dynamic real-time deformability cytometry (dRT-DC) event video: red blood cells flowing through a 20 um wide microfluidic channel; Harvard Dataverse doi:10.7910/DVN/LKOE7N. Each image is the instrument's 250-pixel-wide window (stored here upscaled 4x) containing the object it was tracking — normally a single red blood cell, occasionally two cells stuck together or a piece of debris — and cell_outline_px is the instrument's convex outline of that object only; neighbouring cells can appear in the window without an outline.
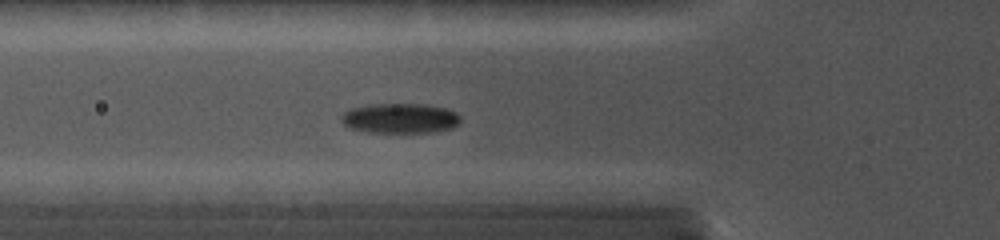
{"species": "common noctule bat (a hibernating species)", "species_latin": "Nyctalus noctula", "temperature_condition": "cold", "stored_images_in_passage": 19, "camera_frame_rate_fps": 5000, "um_per_image_px": 0.085, "animal": {"sex": "female", "body_mass_g": 19.0, "forearm_length_mm": 56.7}, "frame": {"image": 1, "passage_image": 2, "time_ms": 0.6, "image_size_px": [1000, 240], "cell_outline_px": [[460, 120], [452, 128], [440, 132], [368, 132], [348, 128], [340, 120], [344, 112], [352, 108], [372, 104], [420, 104], [444, 108], [456, 112], [460, 116]], "centroid_in_image_um": [34.0, 10.06], "position_along_channel_um": 91.8, "area_um2": 20.75}}
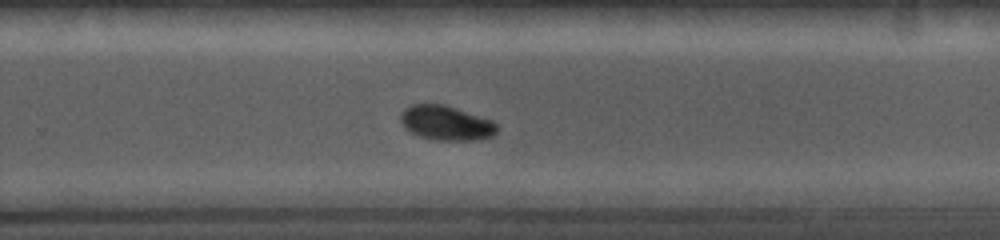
{"frame": {"image": 2, "passage_image": 11, "time_ms": 5.6, "image_size_px": [1000, 240], "cell_outline_px": [[496, 132], [492, 136], [476, 140], [432, 140], [420, 136], [404, 128], [400, 120], [400, 116], [404, 108], [412, 104], [444, 104], [492, 120], [496, 124]], "centroid_in_image_um": [37.89, 10.45], "position_along_channel_um": 291.9, "area_um2": 19.36}}
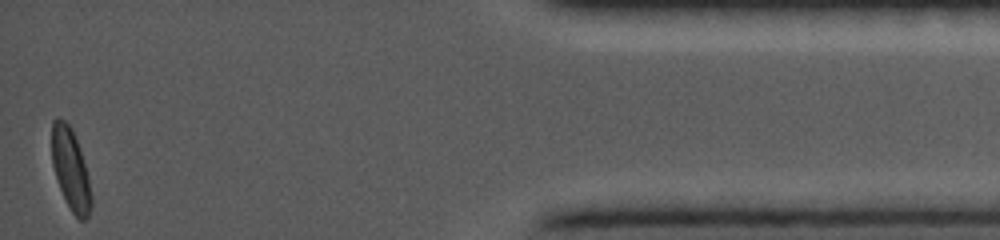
{"frame": {"image": 3, "passage_image": 19, "time_ms": 10.4, "image_size_px": [1000, 240], "cell_outline_px": [[92, 204], [88, 216], [84, 220], [80, 220], [72, 212], [60, 188], [52, 164], [52, 120], [56, 116], [64, 120], [72, 128], [88, 176], [92, 196]], "centroid_in_image_um": [6.0, 14.38], "position_along_channel_um": 429.2, "area_um2": 18.38}}